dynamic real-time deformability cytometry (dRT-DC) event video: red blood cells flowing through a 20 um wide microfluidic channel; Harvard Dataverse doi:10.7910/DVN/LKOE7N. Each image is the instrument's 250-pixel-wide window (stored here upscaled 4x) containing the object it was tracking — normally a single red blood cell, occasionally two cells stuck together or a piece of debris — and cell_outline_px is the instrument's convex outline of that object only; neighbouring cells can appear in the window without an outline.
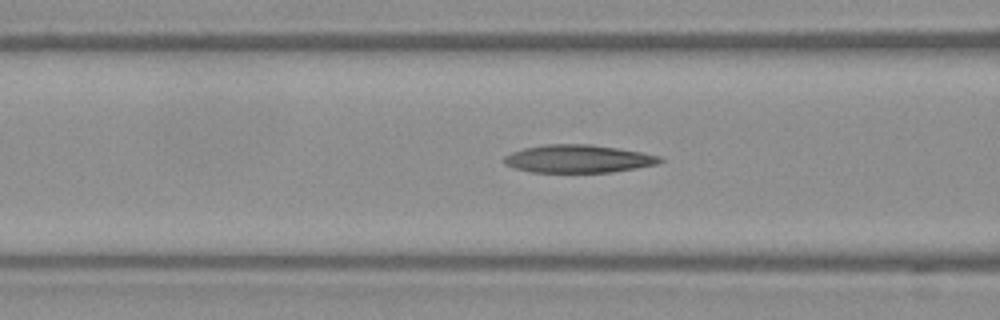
{"species": "Egyptian fruit bat (a non-hibernating species)", "species_latin": "Rousettus aegyptiacus", "temperature_condition": "warm", "stored_images_in_passage": 28, "camera_frame_rate_fps": 3000, "um_per_image_px": 0.085, "frame": {"image": 1, "passage_image": 13, "time_ms": 4.0, "image_size_px": [1000, 320], "cell_outline_px": [[664, 160], [656, 164], [636, 168], [612, 172], [532, 172], [512, 168], [504, 164], [504, 156], [512, 152], [524, 148], [548, 144], [592, 144], [640, 152], [660, 156]], "centroid_in_image_um": [49.12, 13.5], "position_along_channel_um": 117.5, "area_um2": 25.26}}
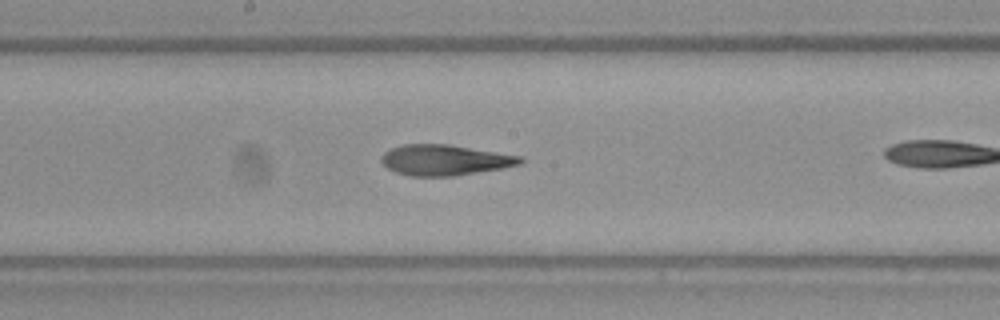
{"frame": {"image": 2, "passage_image": 20, "time_ms": 6.333, "image_size_px": [1000, 320], "cell_outline_px": [[524, 160], [520, 164], [504, 168], [452, 176], [408, 176], [396, 172], [388, 168], [380, 160], [380, 156], [384, 152], [392, 148], [404, 144], [448, 144], [524, 156]], "centroid_in_image_um": [37.82, 13.6], "position_along_channel_um": 210.4, "area_um2": 24.91}}
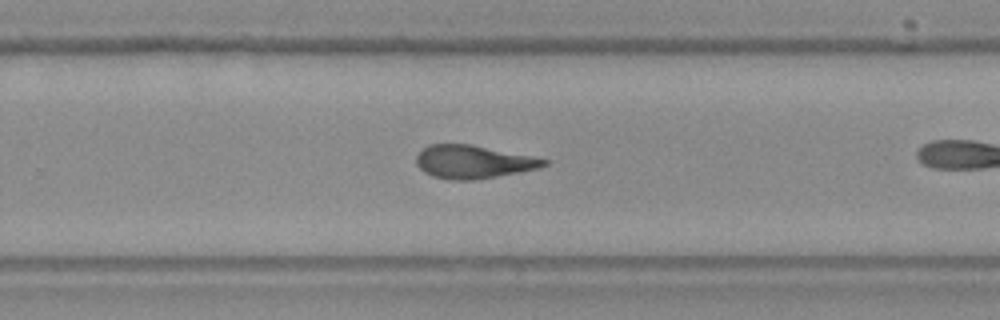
{"frame": {"image": 3, "passage_image": 26, "time_ms": 8.333, "image_size_px": [1000, 320], "cell_outline_px": [[548, 164], [540, 168], [476, 180], [452, 180], [432, 176], [424, 172], [416, 164], [416, 156], [428, 144], [472, 144], [532, 156], [548, 160]], "centroid_in_image_um": [40.22, 13.75], "position_along_channel_um": 289.6, "area_um2": 24.68}}